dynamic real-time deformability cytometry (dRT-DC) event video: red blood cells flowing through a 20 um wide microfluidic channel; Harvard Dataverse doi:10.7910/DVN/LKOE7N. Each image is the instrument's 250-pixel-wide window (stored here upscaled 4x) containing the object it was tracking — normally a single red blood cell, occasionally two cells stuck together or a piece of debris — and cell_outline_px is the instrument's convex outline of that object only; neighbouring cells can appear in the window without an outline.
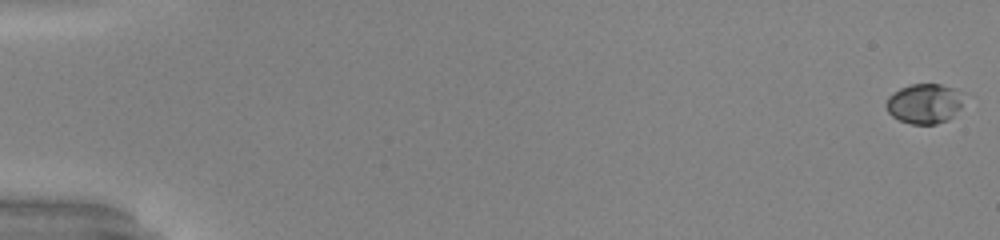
{"species": "common noctule bat (a hibernating species)", "species_latin": "Nyctalus noctula", "temperature_condition": "warm", "stored_images_in_passage": 53, "camera_frame_rate_fps": 3000, "um_per_image_px": 0.085, "animal": {"sex": "male", "body_mass_g": 20.0, "forearm_length_mm": 53.3}, "frame": {"image": 1, "passage_image": 1, "time_ms": 0.0, "image_size_px": [1000, 240], "cell_outline_px": [[964, 92], [960, 108], [948, 120], [936, 124], [912, 124], [900, 120], [892, 116], [888, 112], [884, 104], [888, 96], [900, 88], [912, 84], [940, 84], [956, 88]], "centroid_in_image_um": [78.58, 8.79], "position_along_channel_um": 6.4, "area_um2": 18.21}}
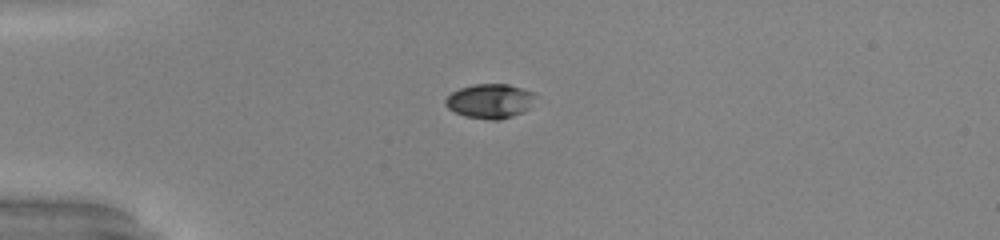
{"frame": {"image": 2, "passage_image": 15, "time_ms": 4.667, "image_size_px": [1000, 240], "cell_outline_px": [[536, 96], [528, 108], [524, 112], [500, 120], [488, 120], [464, 116], [448, 108], [444, 104], [444, 100], [452, 92], [460, 88], [472, 84], [508, 84], [532, 92]], "centroid_in_image_um": [41.62, 8.6], "position_along_channel_um": 43.4, "area_um2": 18.03}}
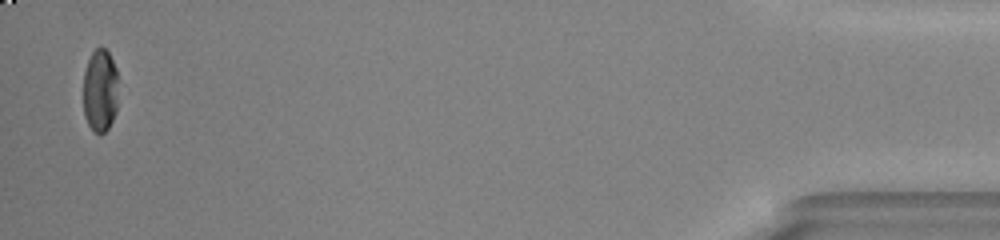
{"frame": {"image": 3, "passage_image": 52, "time_ms": 17.0, "image_size_px": [1000, 240], "cell_outline_px": [[116, 112], [108, 128], [100, 136], [88, 124], [84, 116], [84, 72], [88, 60], [92, 52], [96, 48], [104, 48], [108, 52], [116, 68]], "centroid_in_image_um": [8.49, 7.71], "position_along_channel_um": 426.7, "area_um2": 16.65}, "authors_computed_cell_mechanics": {"area_um2": 18.6694, "velocity_mm_per_s": 4.0455, "shape_relaxation_time_tau1_ms": 3.1568, "shape_relaxation_time_tau2_ms": null, "deformation_change_tau1": 0.1587, "deformation_change_tau2": null}}